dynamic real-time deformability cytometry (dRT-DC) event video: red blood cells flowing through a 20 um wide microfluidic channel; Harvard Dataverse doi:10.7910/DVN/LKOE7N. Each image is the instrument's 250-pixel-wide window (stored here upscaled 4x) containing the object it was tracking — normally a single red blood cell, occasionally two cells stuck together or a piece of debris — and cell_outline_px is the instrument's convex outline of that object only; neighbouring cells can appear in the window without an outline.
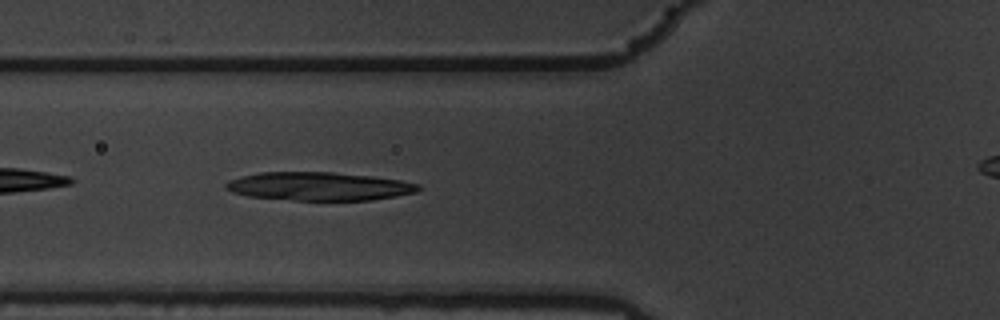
{"species": "common noctule bat (a hibernating species)", "species_latin": "Nyctalus noctula", "temperature_condition": "warm", "stored_images_in_passage": 36, "camera_frame_rate_fps": 3000, "um_per_image_px": 0.085, "animal": {"sex": "male", "body_mass_g": 19.5, "forearm_length_mm": 54.6}, "frame": {"image": 1, "passage_image": 5, "time_ms": 1.333, "image_size_px": [1000, 320], "cell_outline_px": [[420, 188], [416, 192], [396, 196], [372, 200], [296, 200], [248, 196], [232, 192], [224, 188], [224, 184], [228, 180], [260, 172], [332, 172], [372, 176], [400, 180], [420, 184]], "centroid_in_image_um": [27.11, 15.83], "position_along_channel_um": 98.7, "area_um2": 31.73}}
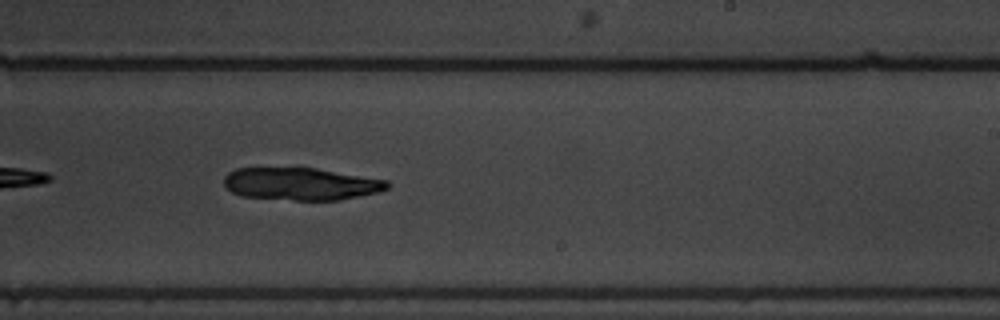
{"frame": {"image": 2, "passage_image": 19, "time_ms": 6.0, "image_size_px": [1000, 320], "cell_outline_px": [[392, 184], [388, 188], [376, 192], [340, 200], [296, 200], [244, 196], [232, 192], [224, 184], [224, 176], [228, 172], [236, 168], [316, 168], [388, 180]], "centroid_in_image_um": [25.59, 15.62], "position_along_channel_um": 263.4, "area_um2": 30.75}}